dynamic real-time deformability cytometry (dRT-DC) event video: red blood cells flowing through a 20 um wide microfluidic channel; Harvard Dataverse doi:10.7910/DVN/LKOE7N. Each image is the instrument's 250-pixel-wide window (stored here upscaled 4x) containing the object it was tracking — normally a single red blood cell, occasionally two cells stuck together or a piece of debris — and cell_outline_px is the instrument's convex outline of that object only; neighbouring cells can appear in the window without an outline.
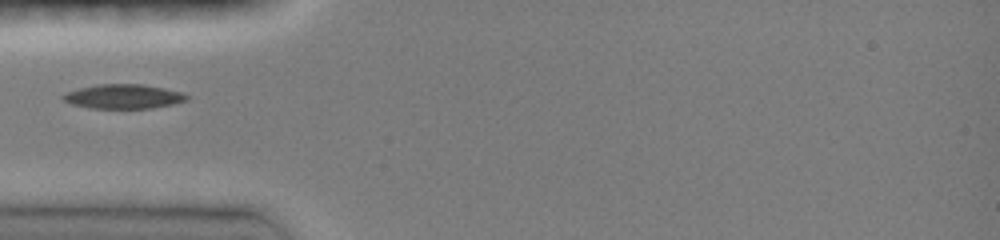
{"species": "common noctule bat (a hibernating species)", "species_latin": "Nyctalus noctula", "temperature_condition": "room temperature", "stored_images_in_passage": 23, "camera_frame_rate_fps": 3000, "um_per_image_px": 0.085, "animal": {"sex": "female", "body_mass_g": 19.0, "forearm_length_mm": 51.5}, "frame": {"image": 1, "passage_image": 1, "time_ms": 0.0, "image_size_px": [1000, 240], "cell_outline_px": [[188, 100], [172, 104], [152, 108], [92, 108], [72, 104], [64, 100], [60, 96], [68, 92], [80, 88], [100, 84], [144, 84], [164, 88], [180, 92], [188, 96]], "centroid_in_image_um": [10.5, 8.2], "position_along_channel_um": 74.5, "area_um2": 17.34}}
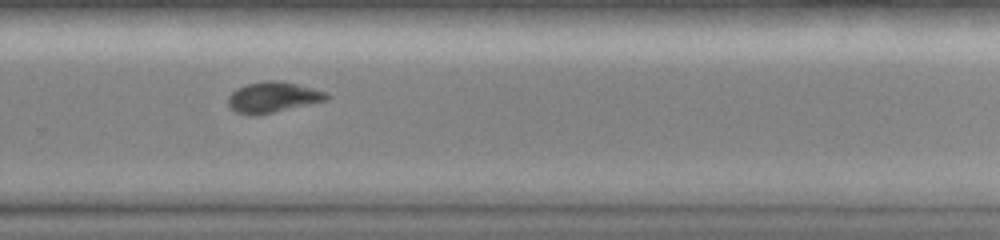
{"frame": {"image": 2, "passage_image": 15, "time_ms": 5.667, "image_size_px": [1000, 240], "cell_outline_px": [[332, 96], [328, 100], [256, 116], [248, 116], [236, 112], [228, 104], [228, 96], [236, 88], [248, 84], [264, 80], [276, 80], [296, 84], [328, 92]], "centroid_in_image_um": [23.21, 8.27], "position_along_channel_um": 306.6, "area_um2": 17.74}}
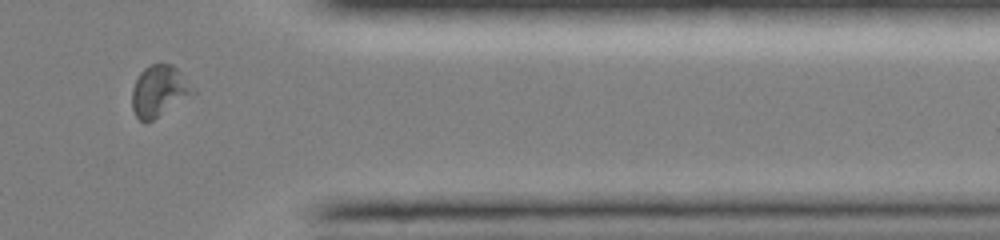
{"frame": {"image": 3, "passage_image": 21, "time_ms": 8.0, "image_size_px": [1000, 240], "cell_outline_px": [[196, 92], [152, 120], [144, 124], [136, 116], [132, 108], [132, 88], [140, 72], [144, 68], [152, 64], [172, 64], [196, 88]], "centroid_in_image_um": [13.52, 7.73], "position_along_channel_um": 397.9, "area_um2": 18.03}}